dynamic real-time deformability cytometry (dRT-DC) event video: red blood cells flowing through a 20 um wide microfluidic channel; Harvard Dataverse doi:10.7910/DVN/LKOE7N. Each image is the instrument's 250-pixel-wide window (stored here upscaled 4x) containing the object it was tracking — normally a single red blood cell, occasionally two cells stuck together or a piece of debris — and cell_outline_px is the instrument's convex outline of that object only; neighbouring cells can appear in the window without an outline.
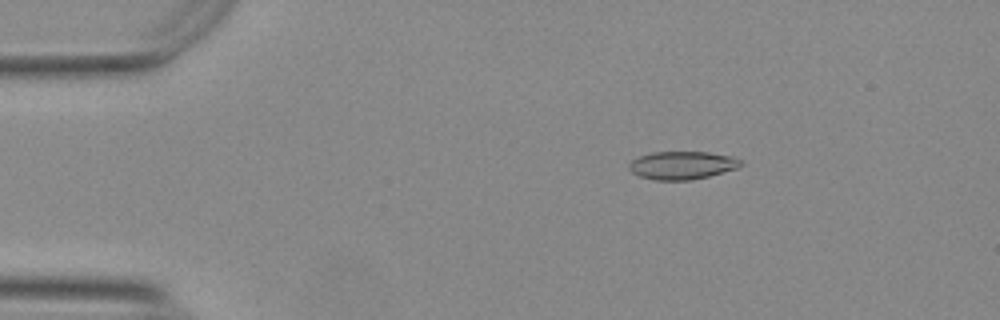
{"species": "Egyptian fruit bat (a non-hibernating species)", "species_latin": "Rousettus aegyptiacus", "temperature_condition": "warm", "stored_images_in_passage": 54, "camera_frame_rate_fps": 3000, "um_per_image_px": 0.085, "animal": {"sex": "female"}, "frame": {"image": 1, "passage_image": 9, "time_ms": 2.667, "image_size_px": [1000, 320], "cell_outline_px": [[744, 164], [736, 168], [708, 176], [692, 180], [656, 180], [640, 176], [632, 172], [628, 168], [628, 164], [632, 160], [640, 156], [652, 152], [708, 152], [732, 156], [740, 160]], "centroid_in_image_um": [57.97, 14.04], "position_along_channel_um": 27.0, "area_um2": 18.15}}
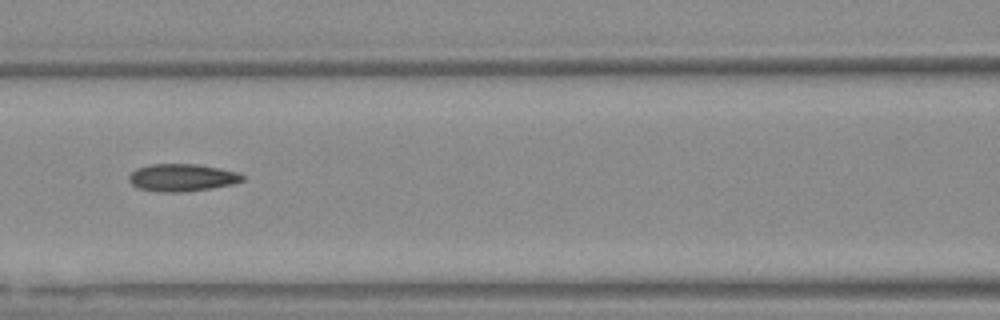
{"frame": {"image": 2, "passage_image": 24, "time_ms": 7.667, "image_size_px": [1000, 320], "cell_outline_px": [[244, 180], [232, 184], [184, 192], [156, 192], [136, 188], [128, 180], [128, 176], [136, 168], [148, 164], [196, 164], [220, 168], [236, 172], [244, 176]], "centroid_in_image_um": [15.41, 15.09], "position_along_channel_um": 151.2, "area_um2": 18.21}}
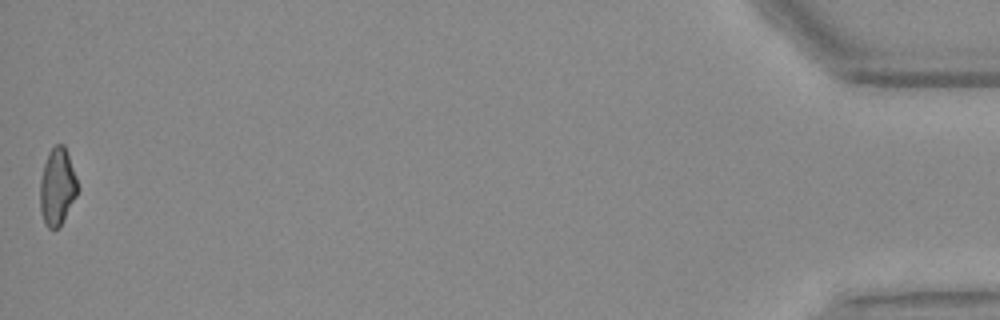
{"frame": {"image": 3, "passage_image": 54, "time_ms": 17.667, "image_size_px": [1000, 320], "cell_outline_px": [[80, 188], [60, 228], [48, 228], [44, 224], [40, 212], [40, 180], [44, 164], [48, 152], [56, 144], [64, 144], [76, 176]], "centroid_in_image_um": [4.87, 15.9], "position_along_channel_um": 430.3, "area_um2": 17.11}, "authors_computed_cell_mechanics": {"area_um2": 17.8024, "velocity_mm_per_s": 3.771, "shape_relaxation_time_tau1_ms": null, "shape_relaxation_time_tau2_ms": 2.242, "deformation_change_tau1": null, "deformation_change_tau2": 0.095}}